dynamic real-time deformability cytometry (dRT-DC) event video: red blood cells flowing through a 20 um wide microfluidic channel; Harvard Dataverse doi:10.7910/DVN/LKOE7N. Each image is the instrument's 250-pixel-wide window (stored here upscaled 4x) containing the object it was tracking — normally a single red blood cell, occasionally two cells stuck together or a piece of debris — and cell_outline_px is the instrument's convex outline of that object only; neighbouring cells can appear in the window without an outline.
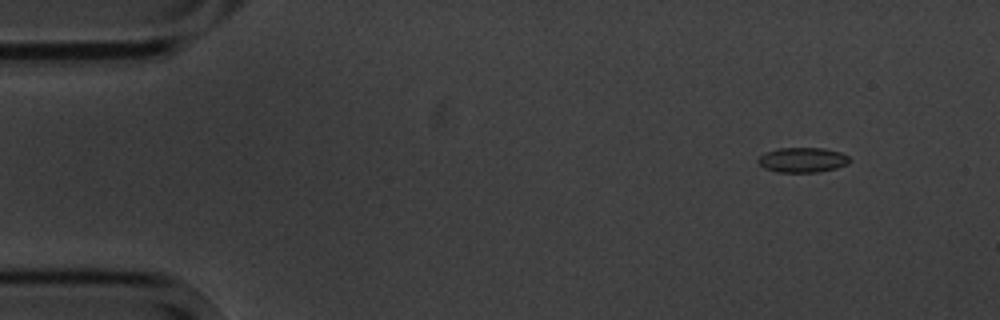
{"species": "common noctule bat (a hibernating species)", "species_latin": "Nyctalus noctula", "temperature_condition": "cold", "stored_images_in_passage": 5, "camera_frame_rate_fps": 3000, "um_per_image_px": 0.085, "animal": {"sex": "male", "body_mass_g": 20.1, "forearm_length_mm": 53.5}, "frame": {"image": 1, "passage_image": 2, "time_ms": 1.0, "image_size_px": [1000, 320], "cell_outline_px": [[852, 160], [848, 164], [836, 168], [816, 172], [776, 172], [764, 168], [756, 160], [764, 152], [780, 148], [824, 148], [840, 152], [848, 156]], "centroid_in_image_um": [68.21, 13.59], "position_along_channel_um": 16.8, "area_um2": 13.35}}
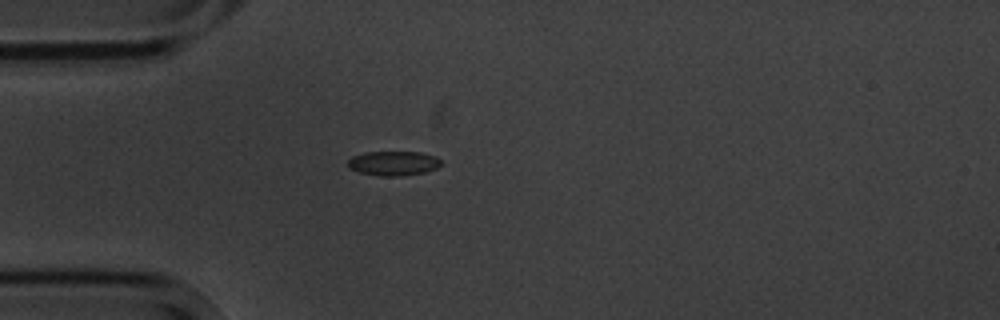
{"frame": {"image": 2, "passage_image": 4, "time_ms": 4.333, "image_size_px": [1000, 320], "cell_outline_px": [[440, 164], [436, 168], [424, 172], [400, 176], [380, 176], [360, 172], [348, 168], [348, 160], [352, 156], [364, 152], [420, 152], [432, 156], [440, 160]], "centroid_in_image_um": [33.38, 13.88], "position_along_channel_um": 51.6, "area_um2": 13.12}}